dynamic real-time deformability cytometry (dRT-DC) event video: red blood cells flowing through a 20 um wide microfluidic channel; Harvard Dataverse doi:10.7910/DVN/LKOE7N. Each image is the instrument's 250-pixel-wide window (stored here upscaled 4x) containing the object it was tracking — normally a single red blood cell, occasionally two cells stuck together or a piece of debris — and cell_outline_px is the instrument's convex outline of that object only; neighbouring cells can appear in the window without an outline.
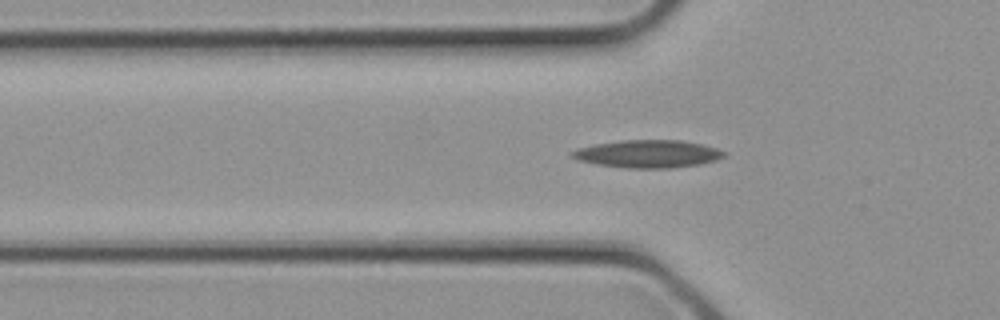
{"species": "common noctule bat (a hibernating species)", "species_latin": "Nyctalus noctula", "temperature_condition": "cold", "stored_images_in_passage": 5, "camera_frame_rate_fps": 3000, "um_per_image_px": 0.085, "animal": {"sex": "female", "body_mass_g": 21.9}, "frame": {"image": 1, "passage_image": 5, "time_ms": 1.333, "image_size_px": [1000, 320], "cell_outline_px": [[728, 152], [724, 156], [716, 160], [700, 164], [672, 168], [628, 168], [600, 164], [580, 160], [568, 156], [568, 152], [592, 144], [620, 140], [680, 140], [700, 144], [716, 148]], "centroid_in_image_um": [55.06, 13.07], "position_along_channel_um": 70.7, "area_um2": 24.51}}